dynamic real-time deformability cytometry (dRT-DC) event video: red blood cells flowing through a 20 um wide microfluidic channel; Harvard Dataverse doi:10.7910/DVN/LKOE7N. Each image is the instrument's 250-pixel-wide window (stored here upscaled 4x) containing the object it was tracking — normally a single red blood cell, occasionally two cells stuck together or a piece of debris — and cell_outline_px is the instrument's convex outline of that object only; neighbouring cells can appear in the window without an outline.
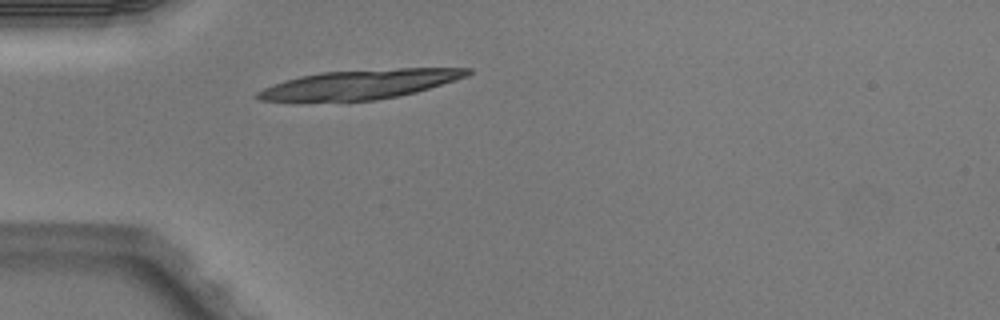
{"species": "Egyptian fruit bat (a non-hibernating species)", "species_latin": "Rousettus aegyptiacus", "temperature_condition": "warm", "stored_images_in_passage": 4, "camera_frame_rate_fps": 3000, "um_per_image_px": 0.085, "animal": {"sex": "male"}, "frame": {"image": 1, "passage_image": 4, "time_ms": 1.0, "image_size_px": [1000, 320], "cell_outline_px": [[472, 72], [464, 76], [416, 92], [376, 100], [296, 104], [260, 100], [256, 96], [256, 92], [272, 84], [284, 80], [300, 76], [320, 72], [400, 68], [472, 68]], "centroid_in_image_um": [30.38, 7.22], "position_along_channel_um": 54.6, "area_um2": 36.65}}